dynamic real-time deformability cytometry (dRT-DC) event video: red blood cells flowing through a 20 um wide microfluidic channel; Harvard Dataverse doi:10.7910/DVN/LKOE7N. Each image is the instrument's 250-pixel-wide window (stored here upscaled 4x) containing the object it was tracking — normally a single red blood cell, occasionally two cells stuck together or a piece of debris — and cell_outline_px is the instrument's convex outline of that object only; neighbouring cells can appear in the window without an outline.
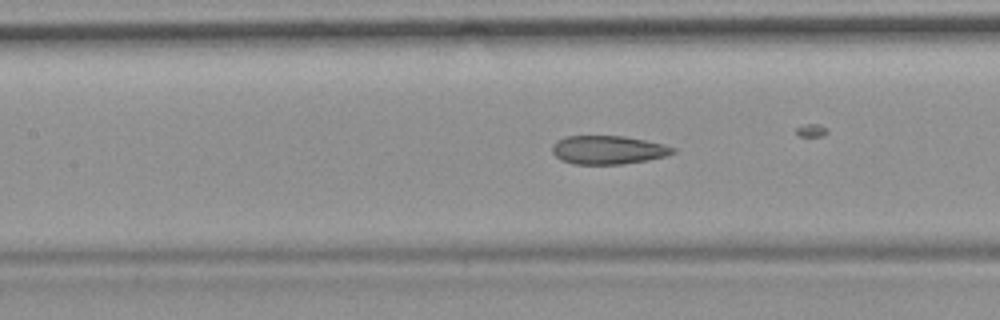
{"species": "common noctule bat (a hibernating species)", "species_latin": "Nyctalus noctula", "temperature_condition": "room temperature", "stored_images_in_passage": 42, "camera_frame_rate_fps": 3000, "um_per_image_px": 0.085, "animal": {"sex": "female", "body_mass_g": 19.9}, "frame": {"image": 1, "passage_image": 24, "time_ms": 7.667, "image_size_px": [1000, 320], "cell_outline_px": [[676, 152], [668, 156], [648, 160], [624, 164], [572, 164], [560, 160], [552, 152], [552, 144], [556, 140], [564, 136], [624, 136], [664, 144], [676, 148]], "centroid_in_image_um": [51.69, 12.74], "position_along_channel_um": 155.7, "area_um2": 20.35}}